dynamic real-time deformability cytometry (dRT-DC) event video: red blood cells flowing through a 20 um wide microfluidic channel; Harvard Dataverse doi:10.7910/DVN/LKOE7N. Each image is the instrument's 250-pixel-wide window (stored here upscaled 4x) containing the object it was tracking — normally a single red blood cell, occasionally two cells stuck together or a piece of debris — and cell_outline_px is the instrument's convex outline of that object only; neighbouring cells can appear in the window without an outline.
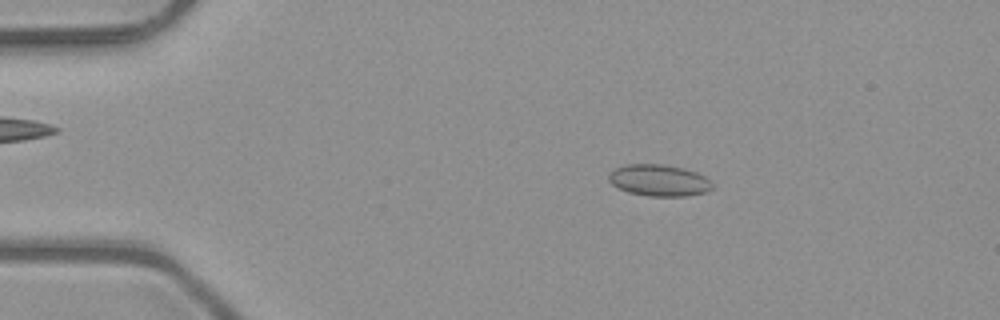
{"species": "common noctule bat (a hibernating species)", "species_latin": "Nyctalus noctula", "temperature_condition": "room temperature", "stored_images_in_passage": 5, "camera_frame_rate_fps": 3000, "um_per_image_px": 0.085, "animal": {"sex": "male", "body_mass_g": 23.1, "forearm_length_mm": 52.7}, "frame": {"image": 1, "passage_image": 1, "time_ms": 0.0, "image_size_px": [1000, 320], "cell_outline_px": [[712, 188], [708, 192], [688, 196], [648, 196], [628, 192], [612, 184], [608, 180], [608, 172], [624, 164], [664, 164], [684, 168], [696, 172], [704, 176], [712, 184]], "centroid_in_image_um": [56.0, 15.32], "position_along_channel_um": 29.0, "area_um2": 19.19}}
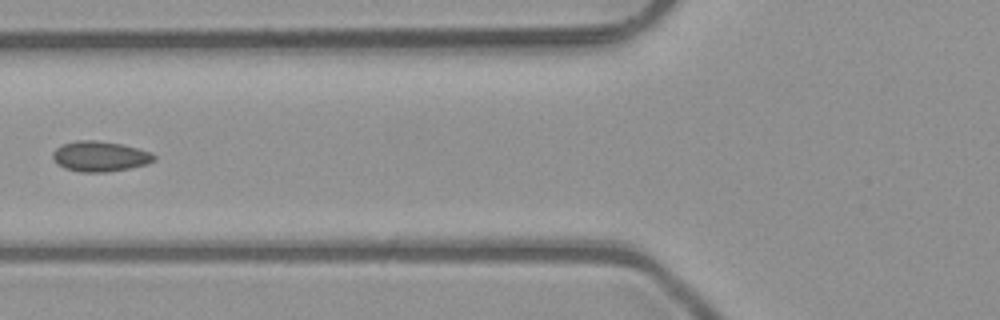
{"frame": {"image": 2, "passage_image": 4, "time_ms": 1.0, "image_size_px": [1000, 320], "cell_outline_px": [[156, 160], [148, 164], [108, 172], [80, 172], [64, 168], [52, 156], [52, 152], [56, 148], [64, 144], [76, 140], [96, 140], [120, 144], [152, 152], [156, 156]], "centroid_in_image_um": [8.53, 13.29], "position_along_channel_um": 117.3, "area_um2": 17.8}}
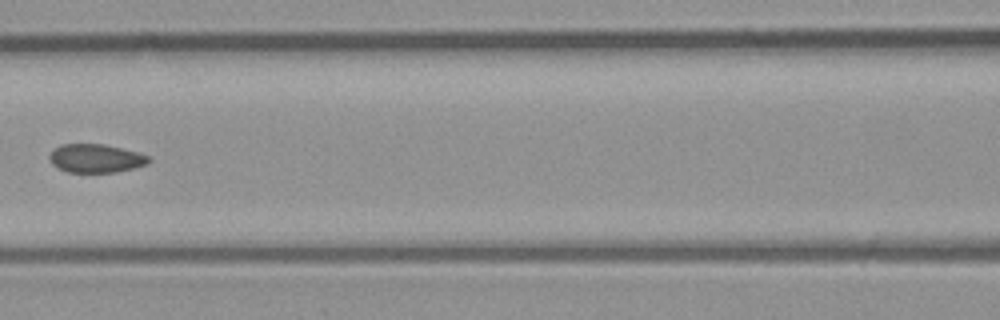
{"frame": {"image": 3, "passage_image": 5, "time_ms": 1.333, "image_size_px": [1000, 320], "cell_outline_px": [[152, 160], [148, 164], [116, 172], [68, 172], [52, 164], [48, 156], [60, 144], [104, 144], [140, 152], [148, 156]], "centroid_in_image_um": [8.18, 13.45], "position_along_channel_um": 158.4, "area_um2": 16.47}}